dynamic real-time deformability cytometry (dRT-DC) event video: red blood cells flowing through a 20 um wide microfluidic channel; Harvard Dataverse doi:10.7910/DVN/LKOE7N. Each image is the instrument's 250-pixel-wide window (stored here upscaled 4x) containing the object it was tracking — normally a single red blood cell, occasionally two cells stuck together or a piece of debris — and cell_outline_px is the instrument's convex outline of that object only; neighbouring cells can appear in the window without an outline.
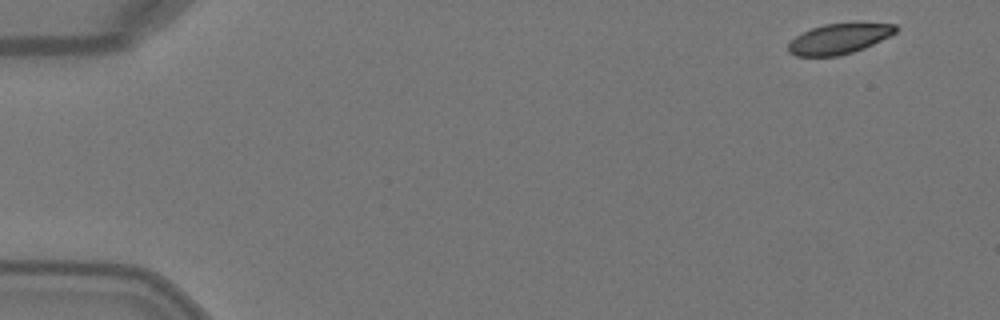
{"species": "Egyptian fruit bat (a non-hibernating species)", "species_latin": "Rousettus aegyptiacus", "temperature_condition": "warm", "stored_images_in_passage": 4, "camera_frame_rate_fps": 3000, "um_per_image_px": 0.085, "animal": {"sex": "female"}, "frame": {"image": 1, "passage_image": 1, "time_ms": 0.0, "image_size_px": [1000, 320], "cell_outline_px": [[900, 28], [896, 32], [864, 48], [840, 56], [796, 56], [788, 52], [788, 44], [796, 36], [812, 28], [824, 24], [896, 24]], "centroid_in_image_um": [71.29, 3.31], "position_along_channel_um": 13.7, "area_um2": 18.55}}
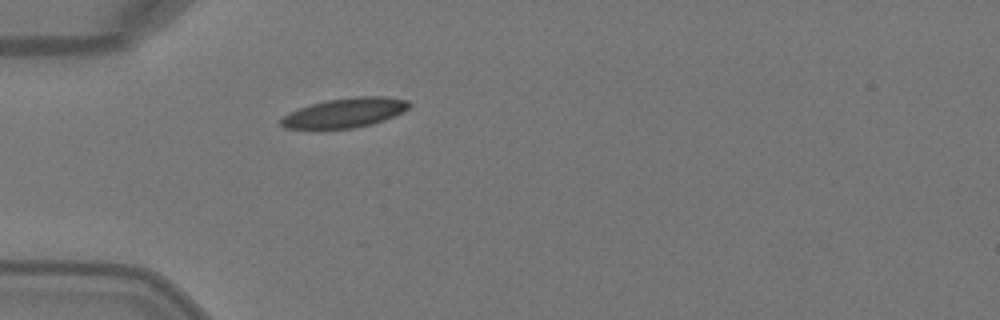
{"frame": {"image": 2, "passage_image": 4, "time_ms": 1.0, "image_size_px": [1000, 320], "cell_outline_px": [[412, 104], [408, 108], [384, 120], [372, 124], [356, 128], [284, 128], [280, 124], [280, 120], [288, 112], [312, 104], [328, 100], [356, 96], [384, 96], [408, 100]], "centroid_in_image_um": [29.33, 9.58], "position_along_channel_um": 55.7, "area_um2": 21.79}}